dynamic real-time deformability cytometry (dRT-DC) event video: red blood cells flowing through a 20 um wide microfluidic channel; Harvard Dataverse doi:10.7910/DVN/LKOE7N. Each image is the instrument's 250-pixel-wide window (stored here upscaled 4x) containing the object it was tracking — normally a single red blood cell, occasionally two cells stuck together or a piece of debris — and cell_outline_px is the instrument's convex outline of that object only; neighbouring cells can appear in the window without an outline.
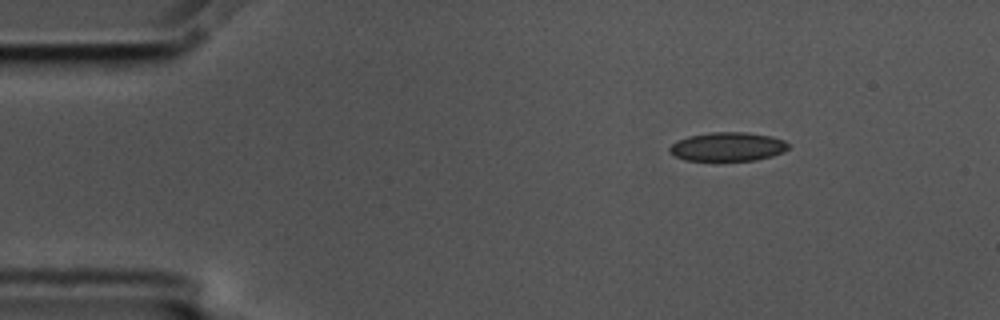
{"species": "common noctule bat (a hibernating species)", "species_latin": "Nyctalus noctula", "temperature_condition": "cold", "stored_images_in_passage": 49, "camera_frame_rate_fps": 3000, "um_per_image_px": 0.085, "animal": {"sex": "male", "body_mass_g": 17.5, "forearm_length_mm": 52.3}, "frame": {"image": 1, "passage_image": 1, "time_ms": 0.0, "image_size_px": [1000, 320], "cell_outline_px": [[788, 148], [784, 152], [772, 156], [756, 160], [684, 160], [676, 156], [668, 148], [672, 144], [688, 136], [712, 132], [744, 132], [772, 136], [784, 140], [788, 144]], "centroid_in_image_um": [61.89, 12.46], "position_along_channel_um": 23.1, "area_um2": 19.77}}
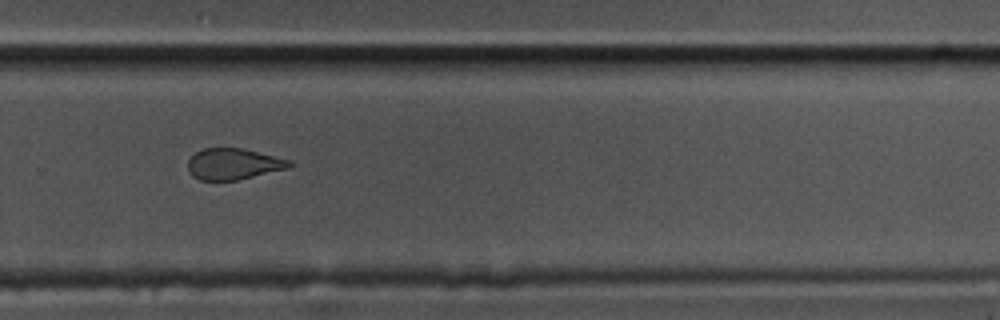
{"frame": {"image": 2, "passage_image": 31, "time_ms": 10.0, "image_size_px": [1000, 320], "cell_outline_px": [[292, 164], [288, 168], [236, 180], [200, 180], [192, 176], [188, 172], [188, 160], [196, 152], [204, 148], [244, 148], [292, 160]], "centroid_in_image_um": [19.83, 13.93], "position_along_channel_um": 310.0, "area_um2": 18.44}}
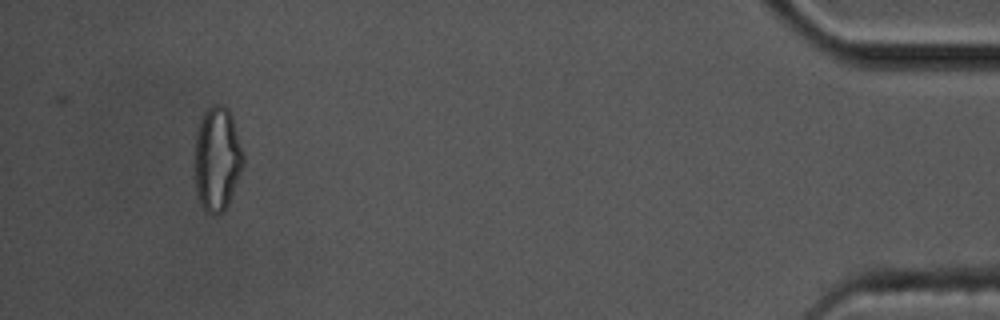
{"frame": {"image": 3, "passage_image": 46, "time_ms": 15.0, "image_size_px": [1000, 320], "cell_outline_px": [[244, 164], [228, 204], [224, 212], [216, 216], [208, 212], [200, 204], [196, 192], [196, 128], [204, 108], [212, 104], [220, 104], [228, 108], [232, 116], [244, 156]], "centroid_in_image_um": [18.46, 13.47], "position_along_channel_um": 416.7, "area_um2": 29.65}, "authors_computed_cell_mechanics": {"area_um2": 20.23, "velocity_mm_per_s": 3.5654, "shape_relaxation_time_tau1_ms": 8.571, "shape_relaxation_time_tau2_ms": 2.2573, "deformation_change_tau1": 0.1596, "deformation_change_tau2": 0.0858}}